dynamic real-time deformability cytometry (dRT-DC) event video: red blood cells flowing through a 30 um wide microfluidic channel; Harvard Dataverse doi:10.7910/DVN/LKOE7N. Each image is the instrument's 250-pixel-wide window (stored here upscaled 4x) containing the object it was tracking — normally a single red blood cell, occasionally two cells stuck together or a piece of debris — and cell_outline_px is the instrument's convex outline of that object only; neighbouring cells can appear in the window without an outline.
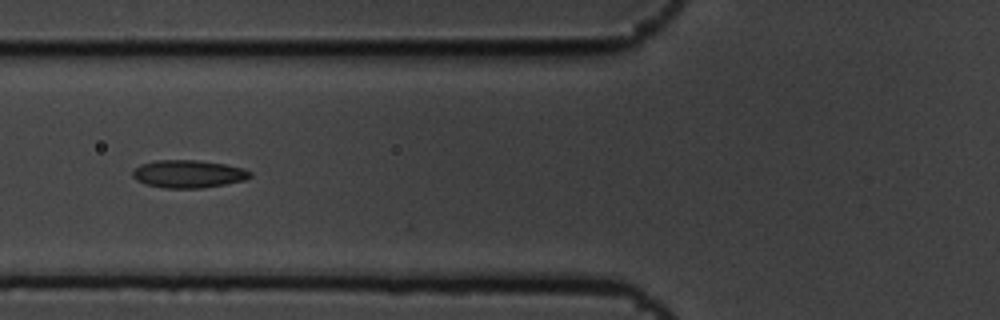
{"species": "common noctule bat (a hibernating species)", "species_latin": "Nyctalus noctula", "temperature_condition": "cold", "stored_images_in_passage": 6, "camera_frame_rate_fps": 3000, "um_per_image_px": 0.085, "animal": {"sex": "male", "body_mass_g": 19.5, "forearm_length_mm": 54.6}, "frame": {"image": 1, "passage_image": 4, "time_ms": 1.0, "image_size_px": [1000, 320], "cell_outline_px": [[252, 176], [248, 180], [200, 188], [164, 188], [148, 184], [136, 180], [132, 176], [132, 172], [140, 164], [156, 160], [196, 160], [224, 164], [244, 168], [252, 172]], "centroid_in_image_um": [16.04, 14.78], "position_along_channel_um": 109.8, "area_um2": 19.02}}
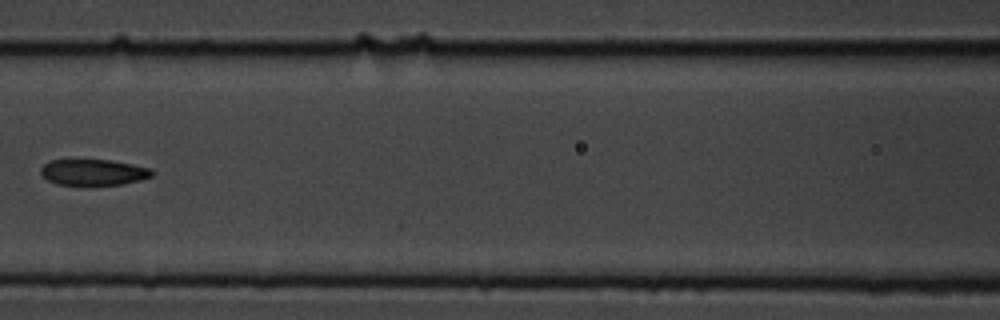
{"frame": {"image": 2, "passage_image": 5, "time_ms": 1.333, "image_size_px": [1000, 320], "cell_outline_px": [[156, 172], [152, 176], [140, 180], [124, 184], [88, 188], [56, 184], [40, 176], [40, 168], [44, 164], [52, 160], [112, 160], [152, 168]], "centroid_in_image_um": [7.94, 14.69], "position_along_channel_um": 158.7, "area_um2": 17.86}}
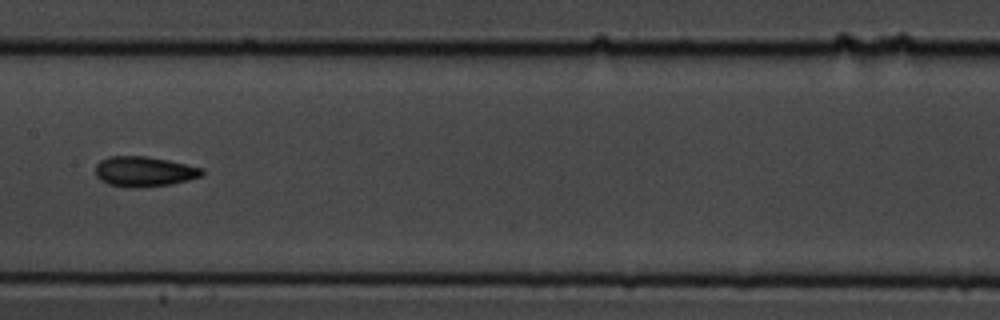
{"frame": {"image": 3, "passage_image": 6, "time_ms": 1.667, "image_size_px": [1000, 320], "cell_outline_px": [[204, 172], [200, 176], [188, 180], [172, 184], [136, 188], [124, 188], [108, 184], [100, 180], [96, 176], [96, 164], [100, 160], [108, 156], [148, 156], [168, 160], [204, 168]], "centroid_in_image_um": [12.23, 14.58], "position_along_channel_um": 195.2, "area_um2": 18.96}}